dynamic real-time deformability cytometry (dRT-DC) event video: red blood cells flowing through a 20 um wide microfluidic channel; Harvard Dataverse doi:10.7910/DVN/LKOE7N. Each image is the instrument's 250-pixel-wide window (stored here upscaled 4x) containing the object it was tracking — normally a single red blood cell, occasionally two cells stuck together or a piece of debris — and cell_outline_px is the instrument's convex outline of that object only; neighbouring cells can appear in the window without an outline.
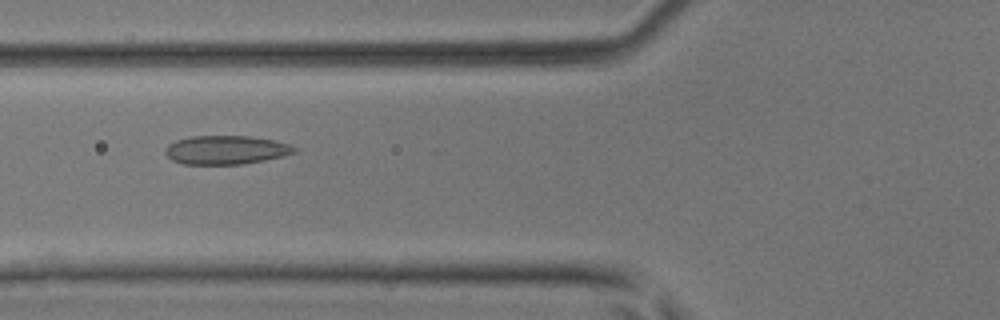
{"species": "common noctule bat (a hibernating species)", "species_latin": "Nyctalus noctula", "temperature_condition": "room temperature", "stored_images_in_passage": 37, "camera_frame_rate_fps": 3000, "um_per_image_px": 0.085, "animal": {"sex": "male", "body_mass_g": 17.9, "forearm_length_mm": 54.2}, "frame": {"image": 1, "passage_image": 10, "time_ms": 3.0, "image_size_px": [1000, 320], "cell_outline_px": [[296, 152], [284, 156], [264, 160], [240, 164], [184, 164], [172, 160], [164, 152], [164, 148], [168, 144], [176, 140], [192, 136], [248, 136], [272, 140], [288, 144], [296, 148]], "centroid_in_image_um": [19.17, 12.74], "position_along_channel_um": 106.6, "area_um2": 21.5}}
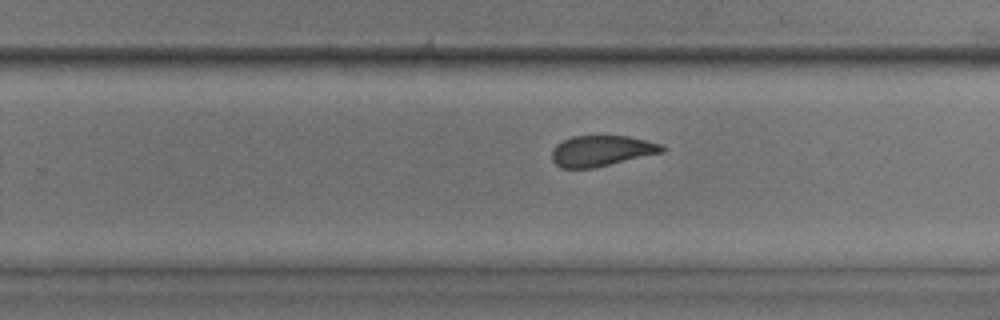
{"frame": {"image": 2, "passage_image": 22, "time_ms": 7.0, "image_size_px": [1000, 320], "cell_outline_px": [[668, 148], [664, 152], [592, 168], [560, 168], [552, 160], [552, 148], [556, 144], [572, 136], [628, 136], [664, 144]], "centroid_in_image_um": [51.15, 12.81], "position_along_channel_um": 278.6, "area_um2": 19.83}}
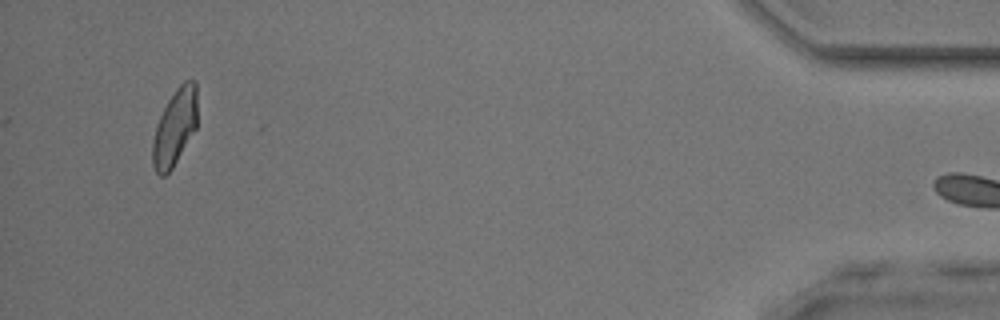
{"frame": {"image": 3, "passage_image": 37, "time_ms": 12.0, "image_size_px": [1000, 320], "cell_outline_px": [[196, 128], [172, 168], [164, 176], [160, 176], [156, 172], [152, 164], [152, 140], [156, 124], [168, 100], [176, 88], [184, 80], [196, 80]], "centroid_in_image_um": [14.84, 10.82], "position_along_channel_um": 420.4, "area_um2": 19.83}}